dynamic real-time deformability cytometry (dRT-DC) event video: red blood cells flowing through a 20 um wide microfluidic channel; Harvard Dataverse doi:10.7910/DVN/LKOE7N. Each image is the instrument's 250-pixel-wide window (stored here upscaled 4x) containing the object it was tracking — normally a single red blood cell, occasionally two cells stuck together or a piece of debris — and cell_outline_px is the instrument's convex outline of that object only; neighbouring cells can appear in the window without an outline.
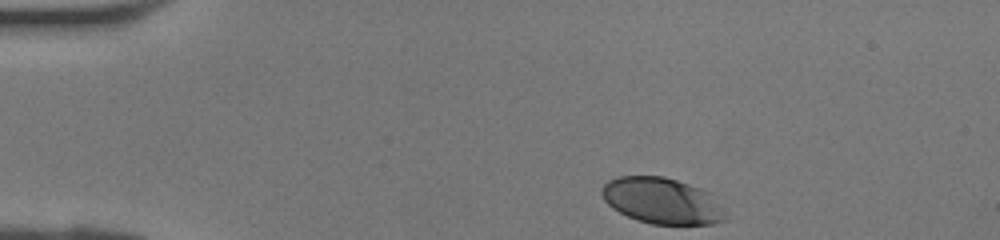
{"species": "human", "species_latin": "Homo sapiens", "temperature_condition": "room temperature", "stored_images_in_passage": 29, "camera_frame_rate_fps": 3000, "um_per_image_px": 0.085, "donor": {"sex": "female"}, "frame": {"image": 1, "passage_image": 1, "time_ms": 0.0, "image_size_px": [1000, 240], "cell_outline_px": [[728, 212], [724, 220], [712, 224], [652, 224], [636, 220], [612, 208], [604, 200], [600, 192], [604, 184], [608, 180], [616, 176], [664, 176], [700, 188], [708, 192]], "centroid_in_image_um": [56.26, 17.07], "position_along_channel_um": 28.7, "area_um2": 33.29}}
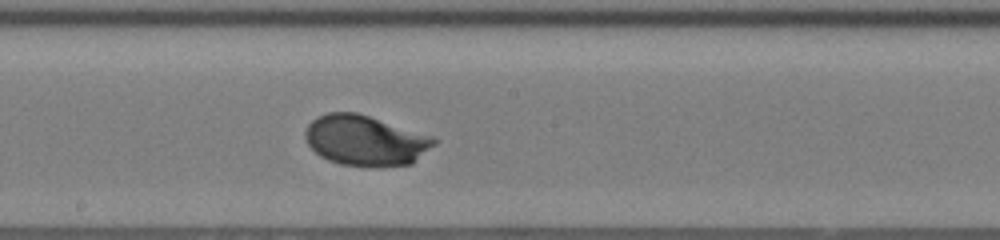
{"frame": {"image": 2, "passage_image": 17, "time_ms": 5.333, "image_size_px": [1000, 240], "cell_outline_px": [[440, 140], [436, 144], [412, 164], [376, 168], [368, 168], [340, 164], [328, 160], [320, 156], [308, 144], [304, 136], [304, 132], [308, 124], [316, 116], [328, 112], [356, 112], [432, 136]], "centroid_in_image_um": [31.06, 11.96], "position_along_channel_um": 217.1, "area_um2": 38.26}}
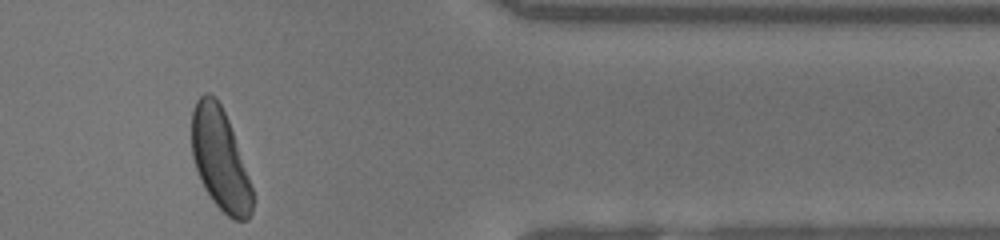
{"frame": {"image": 3, "passage_image": 29, "time_ms": 9.333, "image_size_px": [1000, 240], "cell_outline_px": [[252, 212], [248, 220], [232, 220], [212, 200], [204, 188], [200, 180], [192, 156], [192, 108], [196, 100], [204, 92], [208, 92], [216, 96], [228, 120], [248, 176], [252, 188]], "centroid_in_image_um": [18.68, 13.53], "position_along_channel_um": 392.7, "area_um2": 35.6}}